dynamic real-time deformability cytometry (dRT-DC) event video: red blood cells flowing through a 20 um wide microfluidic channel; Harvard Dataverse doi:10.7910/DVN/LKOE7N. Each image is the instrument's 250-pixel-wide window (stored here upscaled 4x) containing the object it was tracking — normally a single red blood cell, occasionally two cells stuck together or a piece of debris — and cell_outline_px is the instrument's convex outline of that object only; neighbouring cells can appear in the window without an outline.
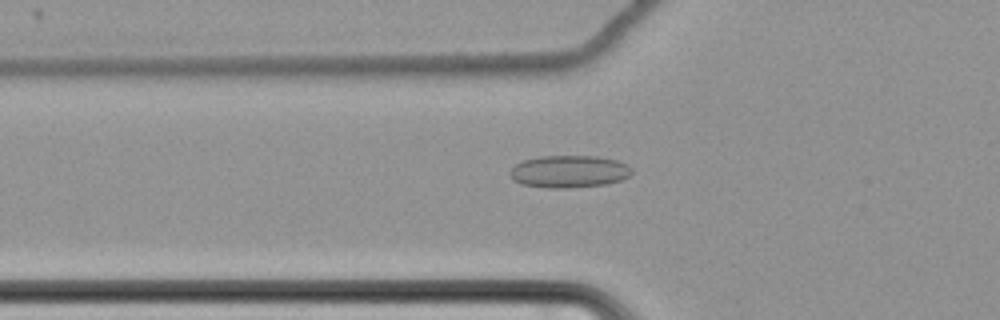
{"species": "common noctule bat (a hibernating species)", "species_latin": "Nyctalus noctula", "temperature_condition": "cold", "stored_images_in_passage": 62, "camera_frame_rate_fps": 3000, "um_per_image_px": 0.085, "animal": {"sex": "female", "body_mass_g": 22.7, "forearm_length_mm": 54.2}, "frame": {"image": 1, "passage_image": 24, "time_ms": 7.667, "image_size_px": [1000, 320], "cell_outline_px": [[632, 172], [628, 176], [620, 180], [604, 184], [568, 188], [548, 188], [520, 184], [512, 180], [508, 172], [516, 164], [524, 160], [540, 156], [596, 156], [616, 160], [628, 164], [632, 168]], "centroid_in_image_um": [48.34, 14.58], "position_along_channel_um": 77.5, "area_um2": 23.0}}
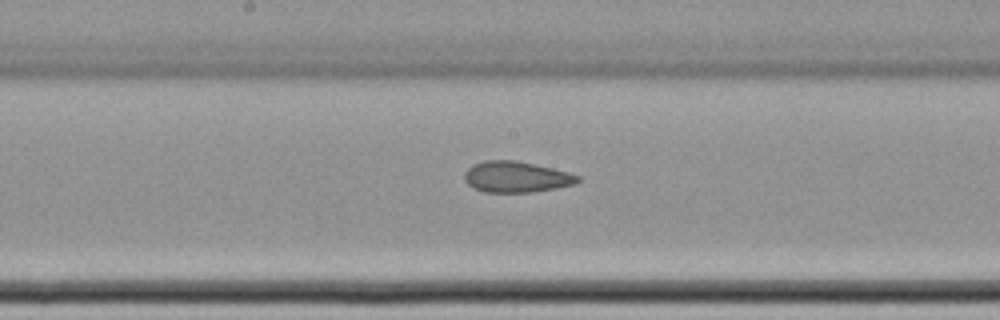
{"frame": {"image": 2, "passage_image": 35, "time_ms": 11.333, "image_size_px": [1000, 320], "cell_outline_px": [[580, 180], [576, 184], [556, 188], [528, 192], [484, 192], [472, 188], [464, 180], [464, 172], [472, 164], [484, 160], [516, 160], [552, 168], [568, 172], [580, 176]], "centroid_in_image_um": [43.85, 15.03], "position_along_channel_um": 204.3, "area_um2": 20.58}}
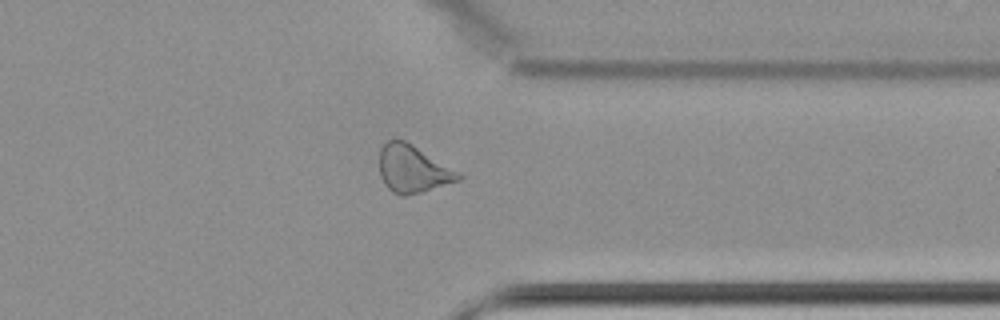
{"frame": {"image": 3, "passage_image": 50, "time_ms": 16.333, "image_size_px": [1000, 320], "cell_outline_px": [[464, 176], [460, 180], [424, 192], [404, 196], [400, 196], [392, 192], [384, 184], [380, 176], [380, 148], [392, 136], [396, 136], [412, 144], [460, 172]], "centroid_in_image_um": [35.08, 14.35], "position_along_channel_um": 376.3, "area_um2": 22.25}, "authors_computed_cell_mechanics": {"area_um2": 23.12, "velocity_mm_per_s": 3.4756, "shape_relaxation_time_tau1_ms": null, "shape_relaxation_time_tau2_ms": 2.3393, "deformation_change_tau1": null, "deformation_change_tau2": 0.1032}}